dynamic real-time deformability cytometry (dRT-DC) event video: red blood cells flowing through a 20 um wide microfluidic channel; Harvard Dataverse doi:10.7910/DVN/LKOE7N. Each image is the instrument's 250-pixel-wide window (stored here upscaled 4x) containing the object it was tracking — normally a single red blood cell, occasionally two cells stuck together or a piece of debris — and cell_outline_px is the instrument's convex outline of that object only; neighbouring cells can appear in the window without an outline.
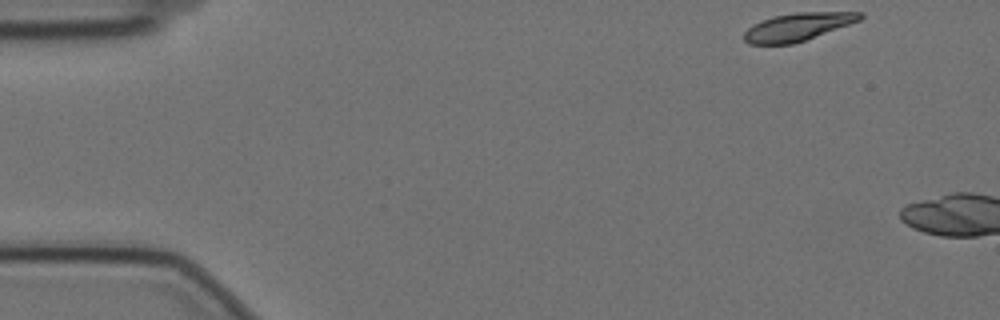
{"species": "Egyptian fruit bat (a non-hibernating species)", "species_latin": "Rousettus aegyptiacus", "temperature_condition": "cold", "stored_images_in_passage": 4, "camera_frame_rate_fps": 3000, "um_per_image_px": 0.085, "animal": {"sex": "female"}, "frame": {"image": 1, "passage_image": 1, "time_ms": 0.0, "image_size_px": [1000, 320], "cell_outline_px": [[864, 16], [860, 20], [804, 40], [792, 44], [748, 44], [744, 40], [744, 32], [752, 24], [772, 16], [796, 12], [864, 12]], "centroid_in_image_um": [67.77, 2.27], "position_along_channel_um": 17.2, "area_um2": 18.67}}